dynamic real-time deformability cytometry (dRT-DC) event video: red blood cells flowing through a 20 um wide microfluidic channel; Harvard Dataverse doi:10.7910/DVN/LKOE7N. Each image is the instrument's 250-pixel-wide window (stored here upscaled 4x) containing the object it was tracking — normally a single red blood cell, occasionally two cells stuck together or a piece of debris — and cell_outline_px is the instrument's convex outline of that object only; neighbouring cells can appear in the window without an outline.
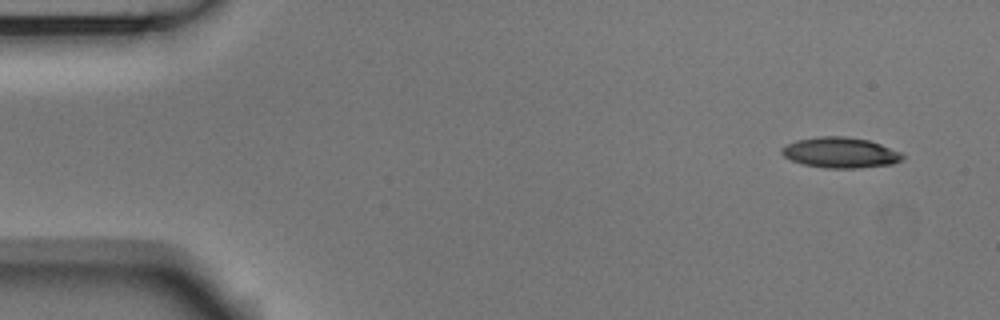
{"species": "Egyptian fruit bat (a non-hibernating species)", "species_latin": "Rousettus aegyptiacus", "temperature_condition": "room temperature", "stored_images_in_passage": 53, "camera_frame_rate_fps": 3000, "um_per_image_px": 0.085, "animal": {"sex": "male"}, "frame": {"image": 1, "passage_image": 1, "time_ms": 0.0, "image_size_px": [1000, 320], "cell_outline_px": [[904, 160], [892, 164], [856, 168], [824, 168], [804, 164], [792, 160], [784, 156], [780, 152], [780, 148], [796, 140], [820, 136], [844, 136], [868, 140], [880, 144], [900, 152], [904, 156]], "centroid_in_image_um": [71.43, 12.97], "position_along_channel_um": 13.6, "area_um2": 21.44}}
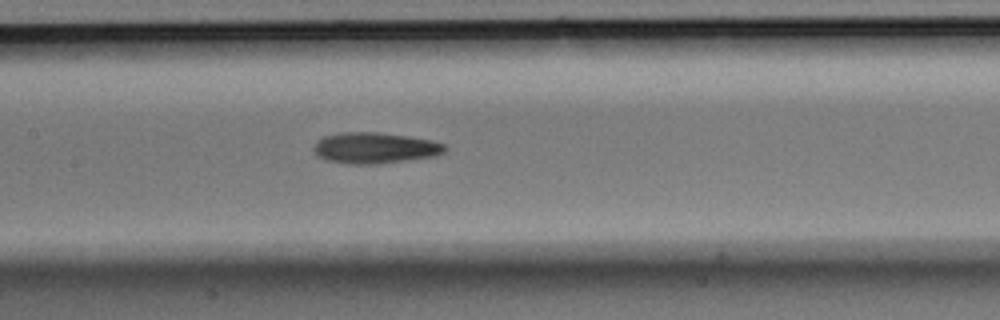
{"frame": {"image": 2, "passage_image": 23, "time_ms": 7.333, "image_size_px": [1000, 320], "cell_outline_px": [[448, 148], [444, 152], [436, 156], [408, 160], [376, 164], [348, 164], [328, 160], [320, 156], [312, 148], [316, 140], [324, 136], [340, 132], [376, 132], [408, 136], [432, 140], [444, 144]], "centroid_in_image_um": [31.88, 12.57], "position_along_channel_um": 175.5, "area_um2": 23.76}}
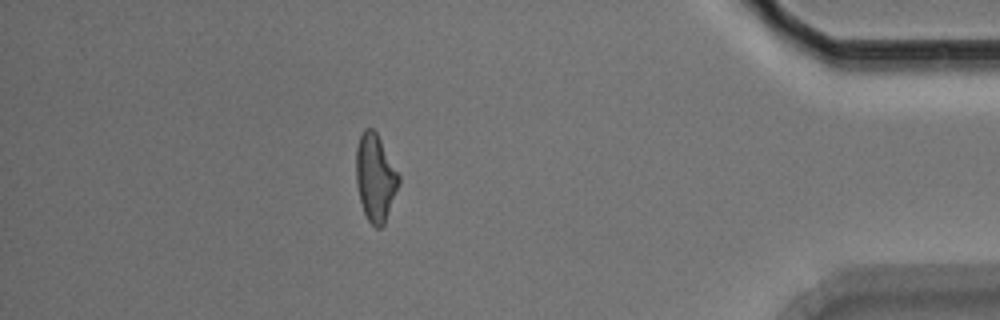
{"frame": {"image": 3, "passage_image": 45, "time_ms": 14.667, "image_size_px": [1000, 320], "cell_outline_px": [[400, 184], [384, 224], [380, 228], [376, 228], [368, 220], [364, 212], [360, 200], [356, 184], [356, 148], [360, 136], [364, 128], [372, 128], [376, 132], [400, 176]], "centroid_in_image_um": [31.9, 15.11], "position_along_channel_um": 403.3, "area_um2": 21.62}, "authors_computed_cell_mechanics": {"area_um2": 22.0796, "velocity_mm_per_s": 3.7006, "shape_relaxation_time_tau1_ms": null, "shape_relaxation_time_tau2_ms": 7.1554, "deformation_change_tau1": null, "deformation_change_tau2": 0.196}}